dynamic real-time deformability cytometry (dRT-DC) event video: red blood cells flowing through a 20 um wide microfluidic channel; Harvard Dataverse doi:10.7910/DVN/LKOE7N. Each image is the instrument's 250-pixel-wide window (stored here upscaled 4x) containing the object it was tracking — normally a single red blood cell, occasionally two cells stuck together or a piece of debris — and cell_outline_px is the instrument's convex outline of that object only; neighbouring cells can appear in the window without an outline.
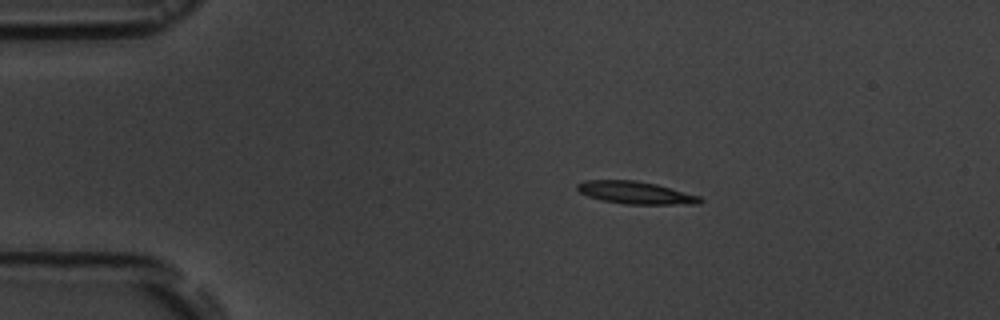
{"species": "common noctule bat (a hibernating species)", "species_latin": "Nyctalus noctula", "temperature_condition": "room temperature", "stored_images_in_passage": 5, "camera_frame_rate_fps": 3000, "um_per_image_px": 0.085, "animal": {"sex": "male", "body_mass_g": 19.5, "forearm_length_mm": 54.6}, "frame": {"image": 1, "passage_image": 3, "time_ms": 2.333, "image_size_px": [1000, 320], "cell_outline_px": [[704, 200], [700, 204], [624, 204], [600, 200], [588, 196], [580, 192], [576, 188], [576, 184], [584, 180], [636, 180], [656, 184], [700, 196]], "centroid_in_image_um": [54.02, 16.38], "position_along_channel_um": 31.0, "area_um2": 16.18}}